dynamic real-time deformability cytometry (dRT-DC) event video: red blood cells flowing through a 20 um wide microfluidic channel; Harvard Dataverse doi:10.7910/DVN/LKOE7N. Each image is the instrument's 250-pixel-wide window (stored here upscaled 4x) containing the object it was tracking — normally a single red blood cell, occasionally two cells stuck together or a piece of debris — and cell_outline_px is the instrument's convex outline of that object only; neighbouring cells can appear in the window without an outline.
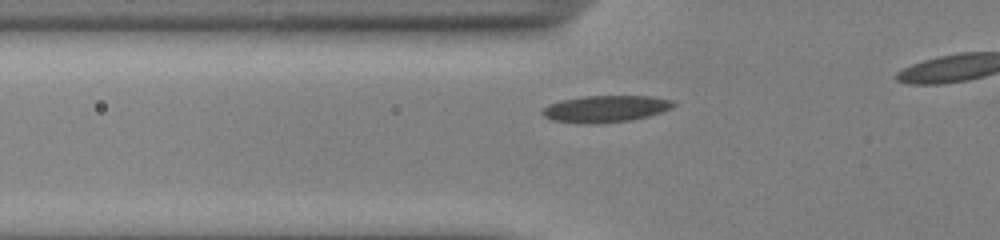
{"species": "common noctule bat (a hibernating species)", "species_latin": "Nyctalus noctula", "temperature_condition": "cold", "stored_images_in_passage": 38, "camera_frame_rate_fps": 3000, "um_per_image_px": 0.085, "animal": {"sex": "male", "body_mass_g": 13.0, "forearm_length_mm": 53.1}, "frame": {"image": 1, "passage_image": 10, "time_ms": 3.0, "image_size_px": [1000, 240], "cell_outline_px": [[676, 104], [672, 108], [648, 116], [628, 120], [596, 124], [580, 124], [552, 120], [544, 116], [540, 112], [548, 104], [560, 100], [584, 96], [652, 96], [672, 100]], "centroid_in_image_um": [51.44, 9.25], "position_along_channel_um": 74.4, "area_um2": 20.52}}
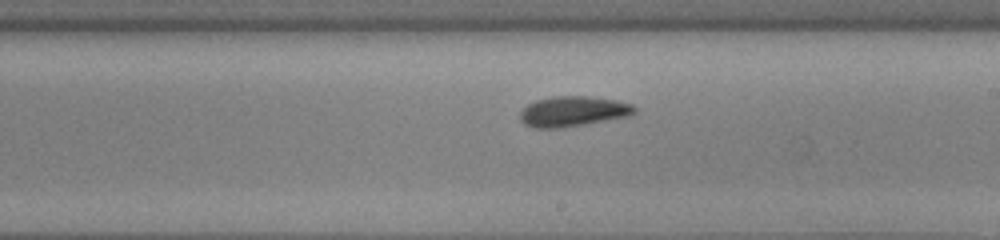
{"frame": {"image": 2, "passage_image": 23, "time_ms": 7.333, "image_size_px": [1000, 240], "cell_outline_px": [[636, 112], [628, 116], [584, 124], [560, 128], [532, 128], [524, 124], [520, 120], [520, 112], [528, 104], [536, 100], [552, 96], [584, 96], [616, 100], [632, 104], [636, 108]], "centroid_in_image_um": [48.68, 9.47], "position_along_channel_um": 240.3, "area_um2": 20.11}}
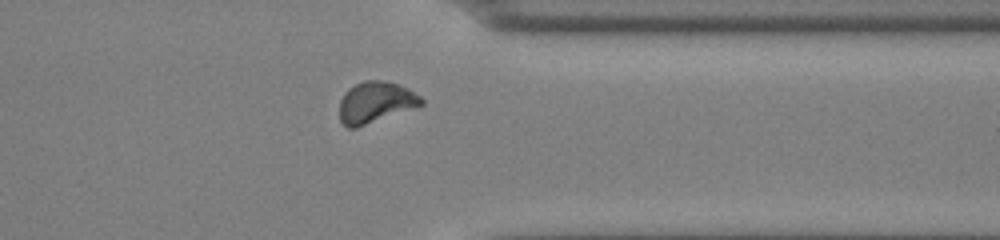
{"frame": {"image": 3, "passage_image": 34, "time_ms": 11.0, "image_size_px": [1000, 240], "cell_outline_px": [[424, 104], [356, 128], [348, 128], [340, 120], [340, 100], [344, 92], [348, 88], [364, 80], [380, 80], [396, 84], [408, 88], [420, 96], [424, 100]], "centroid_in_image_um": [31.9, 8.69], "position_along_channel_um": 379.5, "area_um2": 19.48}}